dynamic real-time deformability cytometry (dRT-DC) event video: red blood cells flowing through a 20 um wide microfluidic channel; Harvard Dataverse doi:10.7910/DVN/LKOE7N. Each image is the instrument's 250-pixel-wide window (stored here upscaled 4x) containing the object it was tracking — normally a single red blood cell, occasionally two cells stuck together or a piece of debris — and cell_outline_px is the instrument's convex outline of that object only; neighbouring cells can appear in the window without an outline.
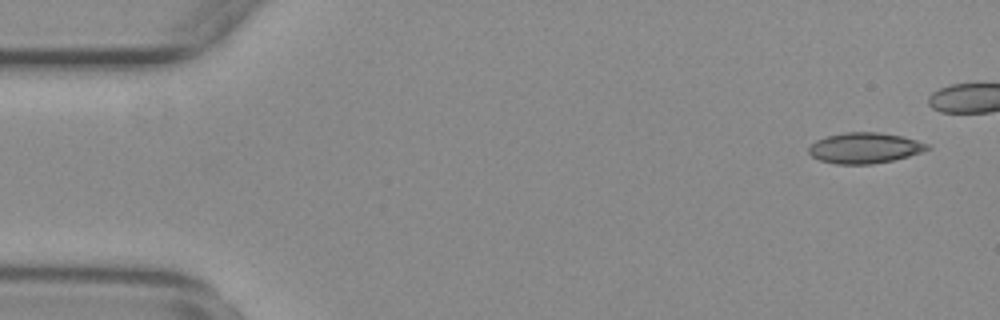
{"species": "common noctule bat (a hibernating species)", "species_latin": "Nyctalus noctula", "temperature_condition": "warm", "stored_images_in_passage": 42, "camera_frame_rate_fps": 3000, "um_per_image_px": 0.085, "animal": {"sex": "female", "body_mass_g": 29.2, "forearm_length_mm": 56.3}, "frame": {"image": 1, "passage_image": 1, "time_ms": 0.0, "image_size_px": [1000, 320], "cell_outline_px": [[932, 148], [908, 156], [892, 160], [872, 164], [836, 164], [820, 160], [812, 156], [808, 152], [808, 148], [816, 140], [828, 136], [844, 132], [880, 132], [900, 136], [916, 140], [928, 144]], "centroid_in_image_um": [73.48, 12.57], "position_along_channel_um": 11.5, "area_um2": 21.04}}
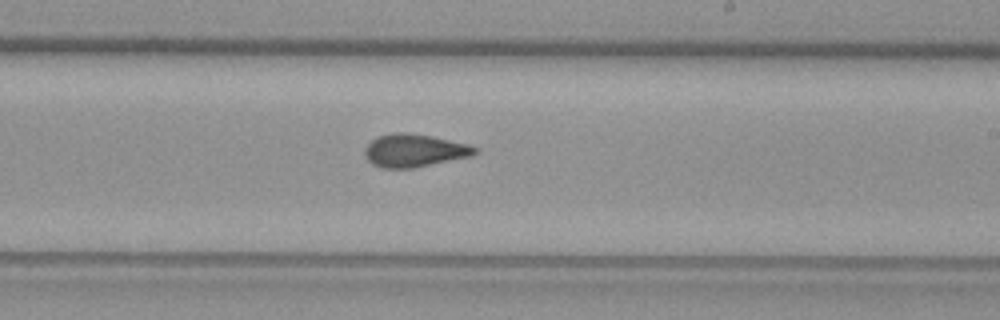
{"frame": {"image": 2, "passage_image": 30, "time_ms": 9.667, "image_size_px": [1000, 320], "cell_outline_px": [[476, 152], [468, 156], [412, 168], [380, 168], [372, 164], [364, 156], [364, 148], [372, 140], [380, 136], [396, 132], [404, 132], [432, 136], [468, 144], [476, 148]], "centroid_in_image_um": [35.14, 12.79], "position_along_channel_um": 253.9, "area_um2": 20.75}}
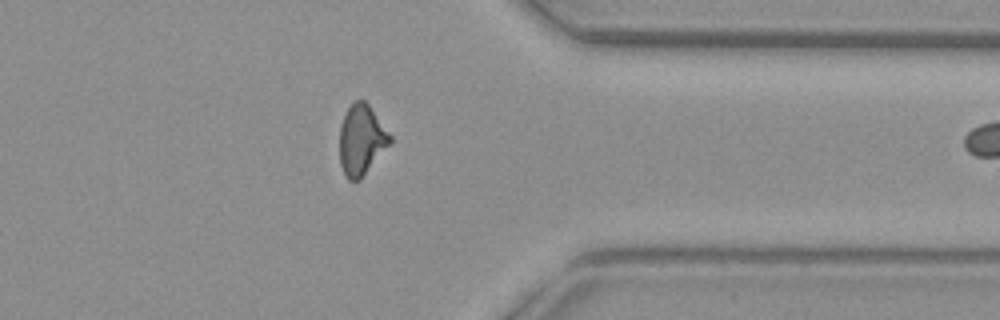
{"frame": {"image": 3, "passage_image": 41, "time_ms": 13.333, "image_size_px": [1000, 320], "cell_outline_px": [[392, 140], [360, 180], [348, 180], [340, 164], [340, 128], [344, 116], [348, 108], [356, 100], [364, 100], [368, 104], [392, 136]], "centroid_in_image_um": [30.72, 11.89], "position_along_channel_um": 380.7, "area_um2": 20.23}}